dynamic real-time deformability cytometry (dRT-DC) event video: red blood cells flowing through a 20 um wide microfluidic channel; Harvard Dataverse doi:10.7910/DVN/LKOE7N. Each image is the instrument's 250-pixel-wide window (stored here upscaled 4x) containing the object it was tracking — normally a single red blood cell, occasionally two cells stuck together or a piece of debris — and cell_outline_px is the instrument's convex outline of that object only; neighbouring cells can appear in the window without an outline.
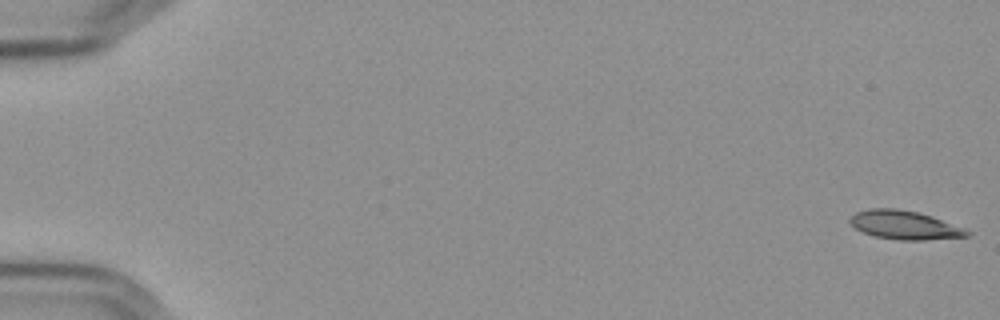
{"species": "Egyptian fruit bat (a non-hibernating species)", "species_latin": "Rousettus aegyptiacus", "temperature_condition": "cold", "stored_images_in_passage": 57, "camera_frame_rate_fps": 3000, "um_per_image_px": 0.085, "frame": {"image": 1, "passage_image": 1, "time_ms": 0.0, "image_size_px": [1000, 320], "cell_outline_px": [[972, 232], [968, 236], [924, 240], [900, 240], [876, 236], [864, 232], [856, 228], [848, 220], [856, 212], [868, 208], [896, 208], [916, 212], [932, 216], [964, 228]], "centroid_in_image_um": [76.9, 19.12], "position_along_channel_um": 8.1, "area_um2": 19.36}}
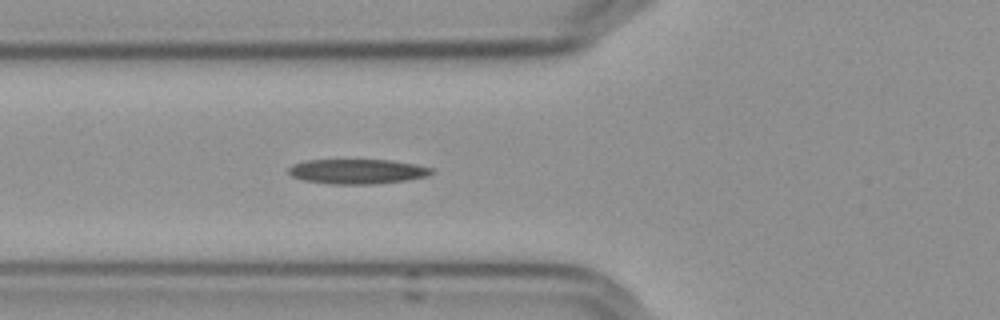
{"frame": {"image": 2, "passage_image": 22, "time_ms": 7.0, "image_size_px": [1000, 320], "cell_outline_px": [[436, 172], [428, 176], [408, 180], [376, 184], [332, 184], [304, 180], [292, 176], [288, 172], [288, 168], [292, 164], [308, 160], [388, 160], [416, 164], [432, 168]], "centroid_in_image_um": [30.41, 14.57], "position_along_channel_um": 95.4, "area_um2": 20.75}}
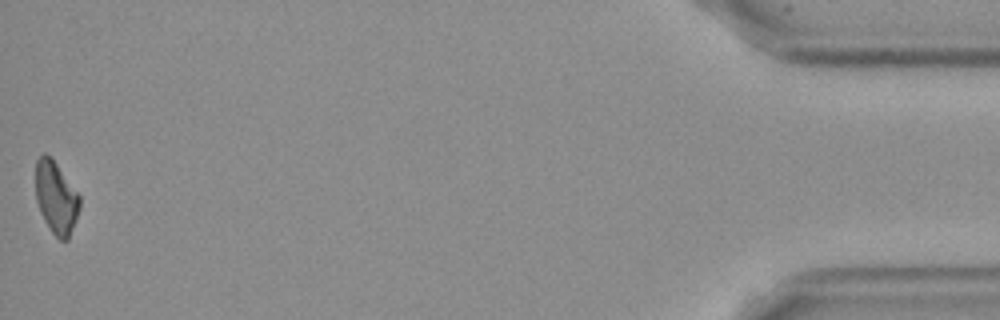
{"frame": {"image": 3, "passage_image": 57, "time_ms": 18.667, "image_size_px": [1000, 320], "cell_outline_px": [[80, 208], [68, 240], [60, 240], [52, 232], [44, 220], [40, 212], [36, 200], [36, 160], [44, 152], [52, 156], [80, 196]], "centroid_in_image_um": [4.76, 16.76], "position_along_channel_um": 430.4, "area_um2": 18.67}}